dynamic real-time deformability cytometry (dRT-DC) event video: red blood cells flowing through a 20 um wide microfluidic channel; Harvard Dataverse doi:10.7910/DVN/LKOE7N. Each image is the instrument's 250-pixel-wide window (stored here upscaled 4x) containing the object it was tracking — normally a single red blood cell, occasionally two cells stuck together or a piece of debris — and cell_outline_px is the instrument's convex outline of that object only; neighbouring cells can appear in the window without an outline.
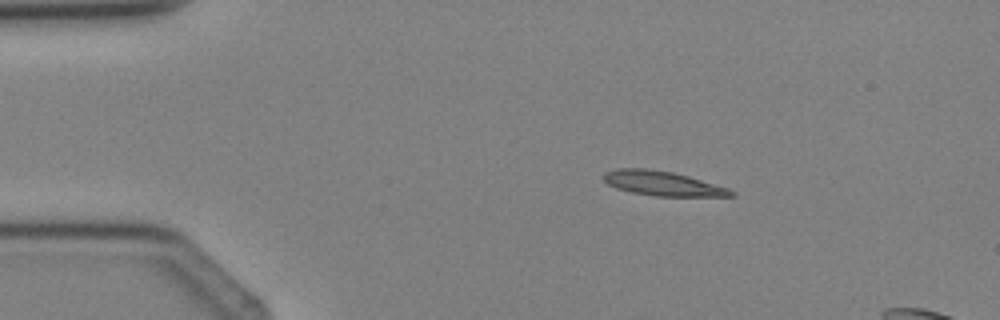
{"species": "Egyptian fruit bat (a non-hibernating species)", "species_latin": "Rousettus aegyptiacus", "temperature_condition": "cold", "stored_images_in_passage": 3, "camera_frame_rate_fps": 3000, "um_per_image_px": 0.085, "animal": {"sex": "female"}, "frame": {"image": 1, "passage_image": 1, "time_ms": 0.0, "image_size_px": [1000, 320], "cell_outline_px": [[736, 196], [656, 196], [632, 192], [616, 188], [608, 184], [604, 180], [604, 172], [616, 168], [648, 168], [672, 172], [688, 176], [728, 188], [736, 192]], "centroid_in_image_um": [56.31, 15.59], "position_along_channel_um": 28.7, "area_um2": 18.15}}